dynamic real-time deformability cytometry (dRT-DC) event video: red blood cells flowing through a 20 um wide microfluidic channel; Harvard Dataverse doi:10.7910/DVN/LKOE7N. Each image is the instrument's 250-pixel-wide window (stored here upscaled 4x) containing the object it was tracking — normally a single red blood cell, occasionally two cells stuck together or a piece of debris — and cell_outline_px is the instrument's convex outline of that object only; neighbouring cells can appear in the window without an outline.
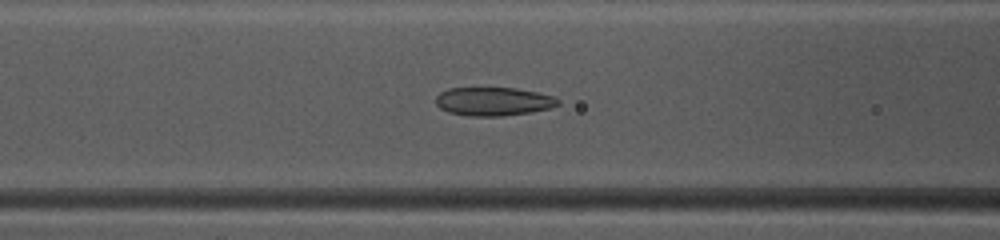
{"species": "common noctule bat (a hibernating species)", "species_latin": "Nyctalus noctula", "temperature_condition": "warm", "stored_images_in_passage": 44, "camera_frame_rate_fps": 3000, "um_per_image_px": 0.085, "animal": {"sex": "female", "body_mass_g": 10.0, "forearm_length_mm": 53.1}, "frame": {"image": 1, "passage_image": 16, "time_ms": 5.0, "image_size_px": [1000, 240], "cell_outline_px": [[560, 104], [548, 108], [528, 112], [500, 116], [468, 116], [448, 112], [440, 108], [436, 104], [436, 96], [440, 92], [448, 88], [516, 88], [536, 92], [552, 96], [560, 100]], "centroid_in_image_um": [41.9, 8.62], "position_along_channel_um": 124.7, "area_um2": 20.17}}
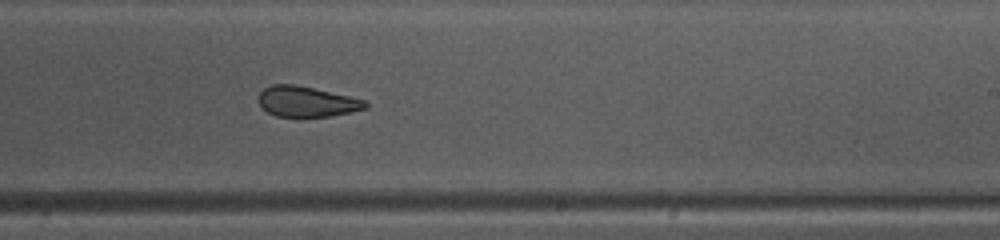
{"frame": {"image": 2, "passage_image": 26, "time_ms": 8.333, "image_size_px": [1000, 240], "cell_outline_px": [[368, 108], [352, 112], [328, 116], [300, 120], [276, 116], [268, 112], [260, 104], [260, 92], [264, 88], [272, 84], [296, 84], [348, 96], [364, 100], [368, 104]], "centroid_in_image_um": [26.07, 8.68], "position_along_channel_um": 262.9, "area_um2": 19.42}}
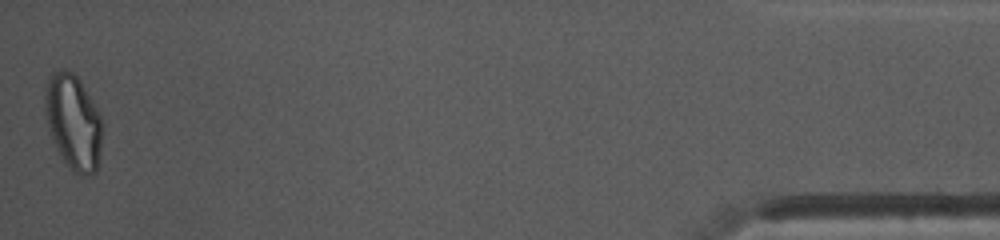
{"frame": {"image": 3, "passage_image": 44, "time_ms": 14.333, "image_size_px": [1000, 240], "cell_outline_px": [[100, 148], [96, 172], [92, 176], [80, 176], [72, 172], [56, 148], [44, 112], [44, 96], [48, 76], [52, 72], [64, 68], [72, 72], [80, 80], [96, 108], [100, 116]], "centroid_in_image_um": [6.2, 10.37], "position_along_channel_um": 429.0, "area_um2": 31.5}, "authors_computed_cell_mechanics": {"area_um2": 22.3108, "velocity_mm_per_s": 4.1436, "shape_relaxation_time_tau1_ms": 8.0632, "shape_relaxation_time_tau2_ms": 1.9674, "deformation_change_tau1": 0.2016, "deformation_change_tau2": 0.0839}}